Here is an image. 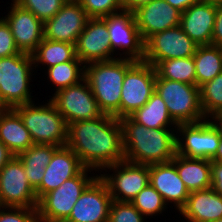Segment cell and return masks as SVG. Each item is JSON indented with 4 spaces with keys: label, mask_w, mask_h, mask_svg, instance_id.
<instances>
[{
    "label": "cell",
    "mask_w": 222,
    "mask_h": 222,
    "mask_svg": "<svg viewBox=\"0 0 222 222\" xmlns=\"http://www.w3.org/2000/svg\"><path fill=\"white\" fill-rule=\"evenodd\" d=\"M66 145L86 168L98 174L105 167L124 161L122 126L111 115L70 123Z\"/></svg>",
    "instance_id": "1"
},
{
    "label": "cell",
    "mask_w": 222,
    "mask_h": 222,
    "mask_svg": "<svg viewBox=\"0 0 222 222\" xmlns=\"http://www.w3.org/2000/svg\"><path fill=\"white\" fill-rule=\"evenodd\" d=\"M119 120L125 161L143 165L166 163L177 154L176 128L150 129L130 117Z\"/></svg>",
    "instance_id": "2"
},
{
    "label": "cell",
    "mask_w": 222,
    "mask_h": 222,
    "mask_svg": "<svg viewBox=\"0 0 222 222\" xmlns=\"http://www.w3.org/2000/svg\"><path fill=\"white\" fill-rule=\"evenodd\" d=\"M135 62L131 59L116 58L85 65L84 78L88 81L103 114L120 119L121 88L126 71Z\"/></svg>",
    "instance_id": "3"
},
{
    "label": "cell",
    "mask_w": 222,
    "mask_h": 222,
    "mask_svg": "<svg viewBox=\"0 0 222 222\" xmlns=\"http://www.w3.org/2000/svg\"><path fill=\"white\" fill-rule=\"evenodd\" d=\"M34 73V74H33ZM38 75L35 72L31 54L20 52L0 58V104L3 108L36 102L31 88ZM34 76V77H33Z\"/></svg>",
    "instance_id": "4"
},
{
    "label": "cell",
    "mask_w": 222,
    "mask_h": 222,
    "mask_svg": "<svg viewBox=\"0 0 222 222\" xmlns=\"http://www.w3.org/2000/svg\"><path fill=\"white\" fill-rule=\"evenodd\" d=\"M44 100L41 103L36 101L19 105L13 109L29 130L34 144L65 146L68 139V124L55 105L49 99Z\"/></svg>",
    "instance_id": "5"
},
{
    "label": "cell",
    "mask_w": 222,
    "mask_h": 222,
    "mask_svg": "<svg viewBox=\"0 0 222 222\" xmlns=\"http://www.w3.org/2000/svg\"><path fill=\"white\" fill-rule=\"evenodd\" d=\"M97 173V171L85 167L78 175L66 180L55 190L46 193L38 201L39 222H65L78 198L99 176Z\"/></svg>",
    "instance_id": "6"
},
{
    "label": "cell",
    "mask_w": 222,
    "mask_h": 222,
    "mask_svg": "<svg viewBox=\"0 0 222 222\" xmlns=\"http://www.w3.org/2000/svg\"><path fill=\"white\" fill-rule=\"evenodd\" d=\"M222 137V121L205 119L197 123L178 124L176 128L177 154L211 160Z\"/></svg>",
    "instance_id": "7"
},
{
    "label": "cell",
    "mask_w": 222,
    "mask_h": 222,
    "mask_svg": "<svg viewBox=\"0 0 222 222\" xmlns=\"http://www.w3.org/2000/svg\"><path fill=\"white\" fill-rule=\"evenodd\" d=\"M155 91L165 101L171 118L177 124L197 123L206 119L198 86L156 78Z\"/></svg>",
    "instance_id": "8"
},
{
    "label": "cell",
    "mask_w": 222,
    "mask_h": 222,
    "mask_svg": "<svg viewBox=\"0 0 222 222\" xmlns=\"http://www.w3.org/2000/svg\"><path fill=\"white\" fill-rule=\"evenodd\" d=\"M99 177L108 186L114 201L131 202L149 184V165L124 160L105 167Z\"/></svg>",
    "instance_id": "9"
},
{
    "label": "cell",
    "mask_w": 222,
    "mask_h": 222,
    "mask_svg": "<svg viewBox=\"0 0 222 222\" xmlns=\"http://www.w3.org/2000/svg\"><path fill=\"white\" fill-rule=\"evenodd\" d=\"M102 19L107 25L114 59L126 58L143 61L144 41L136 25L133 12L123 9Z\"/></svg>",
    "instance_id": "10"
},
{
    "label": "cell",
    "mask_w": 222,
    "mask_h": 222,
    "mask_svg": "<svg viewBox=\"0 0 222 222\" xmlns=\"http://www.w3.org/2000/svg\"><path fill=\"white\" fill-rule=\"evenodd\" d=\"M156 71L153 65L136 61L127 71L121 88L120 119L142 108L155 92Z\"/></svg>",
    "instance_id": "11"
},
{
    "label": "cell",
    "mask_w": 222,
    "mask_h": 222,
    "mask_svg": "<svg viewBox=\"0 0 222 222\" xmlns=\"http://www.w3.org/2000/svg\"><path fill=\"white\" fill-rule=\"evenodd\" d=\"M47 97L68 125L75 121L95 119L103 114L85 78L78 84L61 89Z\"/></svg>",
    "instance_id": "12"
},
{
    "label": "cell",
    "mask_w": 222,
    "mask_h": 222,
    "mask_svg": "<svg viewBox=\"0 0 222 222\" xmlns=\"http://www.w3.org/2000/svg\"><path fill=\"white\" fill-rule=\"evenodd\" d=\"M197 46L178 25L155 33L144 42L143 61L155 66L168 59L193 57Z\"/></svg>",
    "instance_id": "13"
},
{
    "label": "cell",
    "mask_w": 222,
    "mask_h": 222,
    "mask_svg": "<svg viewBox=\"0 0 222 222\" xmlns=\"http://www.w3.org/2000/svg\"><path fill=\"white\" fill-rule=\"evenodd\" d=\"M0 202L3 207L37 208L38 198L17 156L0 170Z\"/></svg>",
    "instance_id": "14"
},
{
    "label": "cell",
    "mask_w": 222,
    "mask_h": 222,
    "mask_svg": "<svg viewBox=\"0 0 222 222\" xmlns=\"http://www.w3.org/2000/svg\"><path fill=\"white\" fill-rule=\"evenodd\" d=\"M6 2V12L1 16L10 26L16 47L20 52L32 54L44 38V23L32 12L14 2ZM8 12V13H7ZM6 14L5 16H3Z\"/></svg>",
    "instance_id": "15"
},
{
    "label": "cell",
    "mask_w": 222,
    "mask_h": 222,
    "mask_svg": "<svg viewBox=\"0 0 222 222\" xmlns=\"http://www.w3.org/2000/svg\"><path fill=\"white\" fill-rule=\"evenodd\" d=\"M89 16L77 0H67L61 9L44 22V38L76 44Z\"/></svg>",
    "instance_id": "16"
},
{
    "label": "cell",
    "mask_w": 222,
    "mask_h": 222,
    "mask_svg": "<svg viewBox=\"0 0 222 222\" xmlns=\"http://www.w3.org/2000/svg\"><path fill=\"white\" fill-rule=\"evenodd\" d=\"M113 199L98 176L81 194L65 222H108Z\"/></svg>",
    "instance_id": "17"
},
{
    "label": "cell",
    "mask_w": 222,
    "mask_h": 222,
    "mask_svg": "<svg viewBox=\"0 0 222 222\" xmlns=\"http://www.w3.org/2000/svg\"><path fill=\"white\" fill-rule=\"evenodd\" d=\"M76 56L86 65L114 59L106 22L102 18H89L75 44Z\"/></svg>",
    "instance_id": "18"
},
{
    "label": "cell",
    "mask_w": 222,
    "mask_h": 222,
    "mask_svg": "<svg viewBox=\"0 0 222 222\" xmlns=\"http://www.w3.org/2000/svg\"><path fill=\"white\" fill-rule=\"evenodd\" d=\"M149 184L172 210H176H173L175 214L185 205L190 194L176 170V155L170 162L149 165Z\"/></svg>",
    "instance_id": "19"
},
{
    "label": "cell",
    "mask_w": 222,
    "mask_h": 222,
    "mask_svg": "<svg viewBox=\"0 0 222 222\" xmlns=\"http://www.w3.org/2000/svg\"><path fill=\"white\" fill-rule=\"evenodd\" d=\"M84 168L81 160L67 145L58 147L45 167L41 184L35 189L38 201L66 180L78 175Z\"/></svg>",
    "instance_id": "20"
},
{
    "label": "cell",
    "mask_w": 222,
    "mask_h": 222,
    "mask_svg": "<svg viewBox=\"0 0 222 222\" xmlns=\"http://www.w3.org/2000/svg\"><path fill=\"white\" fill-rule=\"evenodd\" d=\"M140 35L145 42L155 33L180 25L182 12L165 0H152L133 11Z\"/></svg>",
    "instance_id": "21"
},
{
    "label": "cell",
    "mask_w": 222,
    "mask_h": 222,
    "mask_svg": "<svg viewBox=\"0 0 222 222\" xmlns=\"http://www.w3.org/2000/svg\"><path fill=\"white\" fill-rule=\"evenodd\" d=\"M216 6L200 1L181 14L180 27L198 45H211Z\"/></svg>",
    "instance_id": "22"
},
{
    "label": "cell",
    "mask_w": 222,
    "mask_h": 222,
    "mask_svg": "<svg viewBox=\"0 0 222 222\" xmlns=\"http://www.w3.org/2000/svg\"><path fill=\"white\" fill-rule=\"evenodd\" d=\"M179 214V215H178ZM175 217L181 222H212L222 218V196L211 187L190 192L185 205Z\"/></svg>",
    "instance_id": "23"
},
{
    "label": "cell",
    "mask_w": 222,
    "mask_h": 222,
    "mask_svg": "<svg viewBox=\"0 0 222 222\" xmlns=\"http://www.w3.org/2000/svg\"><path fill=\"white\" fill-rule=\"evenodd\" d=\"M0 141L14 156L26 151L34 144L29 130L12 108H3L0 111Z\"/></svg>",
    "instance_id": "24"
},
{
    "label": "cell",
    "mask_w": 222,
    "mask_h": 222,
    "mask_svg": "<svg viewBox=\"0 0 222 222\" xmlns=\"http://www.w3.org/2000/svg\"><path fill=\"white\" fill-rule=\"evenodd\" d=\"M176 170L189 192L211 187V161L176 154Z\"/></svg>",
    "instance_id": "25"
},
{
    "label": "cell",
    "mask_w": 222,
    "mask_h": 222,
    "mask_svg": "<svg viewBox=\"0 0 222 222\" xmlns=\"http://www.w3.org/2000/svg\"><path fill=\"white\" fill-rule=\"evenodd\" d=\"M31 55L36 73H38L37 71L43 72L45 69L60 63L80 60L76 56L75 44L45 38L42 39V42Z\"/></svg>",
    "instance_id": "26"
},
{
    "label": "cell",
    "mask_w": 222,
    "mask_h": 222,
    "mask_svg": "<svg viewBox=\"0 0 222 222\" xmlns=\"http://www.w3.org/2000/svg\"><path fill=\"white\" fill-rule=\"evenodd\" d=\"M58 146L33 144L29 149L17 155L23 164L30 185L36 189L44 176L45 167Z\"/></svg>",
    "instance_id": "27"
},
{
    "label": "cell",
    "mask_w": 222,
    "mask_h": 222,
    "mask_svg": "<svg viewBox=\"0 0 222 222\" xmlns=\"http://www.w3.org/2000/svg\"><path fill=\"white\" fill-rule=\"evenodd\" d=\"M134 122L147 128H177L165 101L155 91L148 102L129 116Z\"/></svg>",
    "instance_id": "28"
},
{
    "label": "cell",
    "mask_w": 222,
    "mask_h": 222,
    "mask_svg": "<svg viewBox=\"0 0 222 222\" xmlns=\"http://www.w3.org/2000/svg\"><path fill=\"white\" fill-rule=\"evenodd\" d=\"M193 58L196 69V86L200 87L222 73V47L197 46Z\"/></svg>",
    "instance_id": "29"
},
{
    "label": "cell",
    "mask_w": 222,
    "mask_h": 222,
    "mask_svg": "<svg viewBox=\"0 0 222 222\" xmlns=\"http://www.w3.org/2000/svg\"><path fill=\"white\" fill-rule=\"evenodd\" d=\"M47 80V85L52 88L51 94L67 88L69 86L78 84L85 76V65L80 60H71L65 63H60L45 69L42 72ZM47 77V78H46ZM49 83V84H48Z\"/></svg>",
    "instance_id": "30"
},
{
    "label": "cell",
    "mask_w": 222,
    "mask_h": 222,
    "mask_svg": "<svg viewBox=\"0 0 222 222\" xmlns=\"http://www.w3.org/2000/svg\"><path fill=\"white\" fill-rule=\"evenodd\" d=\"M154 68L156 78L196 85V69L193 57L160 61Z\"/></svg>",
    "instance_id": "31"
},
{
    "label": "cell",
    "mask_w": 222,
    "mask_h": 222,
    "mask_svg": "<svg viewBox=\"0 0 222 222\" xmlns=\"http://www.w3.org/2000/svg\"><path fill=\"white\" fill-rule=\"evenodd\" d=\"M200 103L206 119H222V73L200 87Z\"/></svg>",
    "instance_id": "32"
},
{
    "label": "cell",
    "mask_w": 222,
    "mask_h": 222,
    "mask_svg": "<svg viewBox=\"0 0 222 222\" xmlns=\"http://www.w3.org/2000/svg\"><path fill=\"white\" fill-rule=\"evenodd\" d=\"M135 208L147 219L160 218L166 216L165 214L171 213L170 208L164 202L159 192L148 184L143 188L131 201ZM169 209V212H168ZM167 212V213H166ZM165 213V214H164Z\"/></svg>",
    "instance_id": "33"
},
{
    "label": "cell",
    "mask_w": 222,
    "mask_h": 222,
    "mask_svg": "<svg viewBox=\"0 0 222 222\" xmlns=\"http://www.w3.org/2000/svg\"><path fill=\"white\" fill-rule=\"evenodd\" d=\"M67 0H14L18 6L32 12L43 23L51 19Z\"/></svg>",
    "instance_id": "34"
},
{
    "label": "cell",
    "mask_w": 222,
    "mask_h": 222,
    "mask_svg": "<svg viewBox=\"0 0 222 222\" xmlns=\"http://www.w3.org/2000/svg\"><path fill=\"white\" fill-rule=\"evenodd\" d=\"M89 18H103L123 10L122 0H77Z\"/></svg>",
    "instance_id": "35"
},
{
    "label": "cell",
    "mask_w": 222,
    "mask_h": 222,
    "mask_svg": "<svg viewBox=\"0 0 222 222\" xmlns=\"http://www.w3.org/2000/svg\"><path fill=\"white\" fill-rule=\"evenodd\" d=\"M131 202L112 201L108 222H148Z\"/></svg>",
    "instance_id": "36"
},
{
    "label": "cell",
    "mask_w": 222,
    "mask_h": 222,
    "mask_svg": "<svg viewBox=\"0 0 222 222\" xmlns=\"http://www.w3.org/2000/svg\"><path fill=\"white\" fill-rule=\"evenodd\" d=\"M0 222H39L37 208L3 207Z\"/></svg>",
    "instance_id": "37"
},
{
    "label": "cell",
    "mask_w": 222,
    "mask_h": 222,
    "mask_svg": "<svg viewBox=\"0 0 222 222\" xmlns=\"http://www.w3.org/2000/svg\"><path fill=\"white\" fill-rule=\"evenodd\" d=\"M20 53L16 47L10 26L0 16V58L9 57Z\"/></svg>",
    "instance_id": "38"
},
{
    "label": "cell",
    "mask_w": 222,
    "mask_h": 222,
    "mask_svg": "<svg viewBox=\"0 0 222 222\" xmlns=\"http://www.w3.org/2000/svg\"><path fill=\"white\" fill-rule=\"evenodd\" d=\"M211 188L222 196V162L211 161Z\"/></svg>",
    "instance_id": "39"
},
{
    "label": "cell",
    "mask_w": 222,
    "mask_h": 222,
    "mask_svg": "<svg viewBox=\"0 0 222 222\" xmlns=\"http://www.w3.org/2000/svg\"><path fill=\"white\" fill-rule=\"evenodd\" d=\"M211 45L222 47V4L216 6V17Z\"/></svg>",
    "instance_id": "40"
},
{
    "label": "cell",
    "mask_w": 222,
    "mask_h": 222,
    "mask_svg": "<svg viewBox=\"0 0 222 222\" xmlns=\"http://www.w3.org/2000/svg\"><path fill=\"white\" fill-rule=\"evenodd\" d=\"M172 7L184 12L187 8H189L192 4L198 3L201 0H165Z\"/></svg>",
    "instance_id": "41"
},
{
    "label": "cell",
    "mask_w": 222,
    "mask_h": 222,
    "mask_svg": "<svg viewBox=\"0 0 222 222\" xmlns=\"http://www.w3.org/2000/svg\"><path fill=\"white\" fill-rule=\"evenodd\" d=\"M152 0H122L123 9L133 12L139 7L148 4Z\"/></svg>",
    "instance_id": "42"
},
{
    "label": "cell",
    "mask_w": 222,
    "mask_h": 222,
    "mask_svg": "<svg viewBox=\"0 0 222 222\" xmlns=\"http://www.w3.org/2000/svg\"><path fill=\"white\" fill-rule=\"evenodd\" d=\"M14 155L9 149L0 141V170L10 161Z\"/></svg>",
    "instance_id": "43"
},
{
    "label": "cell",
    "mask_w": 222,
    "mask_h": 222,
    "mask_svg": "<svg viewBox=\"0 0 222 222\" xmlns=\"http://www.w3.org/2000/svg\"><path fill=\"white\" fill-rule=\"evenodd\" d=\"M210 161L222 162V137L215 156Z\"/></svg>",
    "instance_id": "44"
},
{
    "label": "cell",
    "mask_w": 222,
    "mask_h": 222,
    "mask_svg": "<svg viewBox=\"0 0 222 222\" xmlns=\"http://www.w3.org/2000/svg\"><path fill=\"white\" fill-rule=\"evenodd\" d=\"M201 1L210 3V4L214 5V6H218V5L222 4V0H201Z\"/></svg>",
    "instance_id": "45"
},
{
    "label": "cell",
    "mask_w": 222,
    "mask_h": 222,
    "mask_svg": "<svg viewBox=\"0 0 222 222\" xmlns=\"http://www.w3.org/2000/svg\"><path fill=\"white\" fill-rule=\"evenodd\" d=\"M212 222H222V218H219V219L212 221Z\"/></svg>",
    "instance_id": "46"
}]
</instances>
